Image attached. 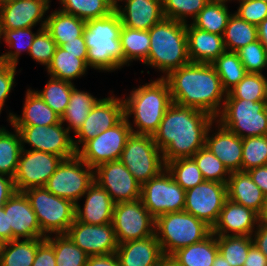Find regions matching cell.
<instances>
[{
    "label": "cell",
    "instance_id": "1",
    "mask_svg": "<svg viewBox=\"0 0 267 266\" xmlns=\"http://www.w3.org/2000/svg\"><path fill=\"white\" fill-rule=\"evenodd\" d=\"M215 121L216 118L204 111L172 103L152 136L165 164L192 157L203 148L207 131Z\"/></svg>",
    "mask_w": 267,
    "mask_h": 266
},
{
    "label": "cell",
    "instance_id": "2",
    "mask_svg": "<svg viewBox=\"0 0 267 266\" xmlns=\"http://www.w3.org/2000/svg\"><path fill=\"white\" fill-rule=\"evenodd\" d=\"M164 79L173 103L204 111L214 118L222 111L227 92L212 64L190 62Z\"/></svg>",
    "mask_w": 267,
    "mask_h": 266
},
{
    "label": "cell",
    "instance_id": "3",
    "mask_svg": "<svg viewBox=\"0 0 267 266\" xmlns=\"http://www.w3.org/2000/svg\"><path fill=\"white\" fill-rule=\"evenodd\" d=\"M122 98L124 117L127 119L132 133L138 135L153 136L168 107L173 103L167 81L159 77L133 88L127 97ZM130 117L134 118L133 123H131Z\"/></svg>",
    "mask_w": 267,
    "mask_h": 266
},
{
    "label": "cell",
    "instance_id": "4",
    "mask_svg": "<svg viewBox=\"0 0 267 266\" xmlns=\"http://www.w3.org/2000/svg\"><path fill=\"white\" fill-rule=\"evenodd\" d=\"M121 28L122 21L116 10L105 17L85 22L83 36L89 68L98 72H113L124 67Z\"/></svg>",
    "mask_w": 267,
    "mask_h": 266
},
{
    "label": "cell",
    "instance_id": "5",
    "mask_svg": "<svg viewBox=\"0 0 267 266\" xmlns=\"http://www.w3.org/2000/svg\"><path fill=\"white\" fill-rule=\"evenodd\" d=\"M149 37V54L144 65L162 72L160 78L190 63L185 23L164 18L149 30Z\"/></svg>",
    "mask_w": 267,
    "mask_h": 266
},
{
    "label": "cell",
    "instance_id": "6",
    "mask_svg": "<svg viewBox=\"0 0 267 266\" xmlns=\"http://www.w3.org/2000/svg\"><path fill=\"white\" fill-rule=\"evenodd\" d=\"M211 233L210 226L185 211L166 213L155 219V235L166 258L182 247L204 240Z\"/></svg>",
    "mask_w": 267,
    "mask_h": 266
},
{
    "label": "cell",
    "instance_id": "7",
    "mask_svg": "<svg viewBox=\"0 0 267 266\" xmlns=\"http://www.w3.org/2000/svg\"><path fill=\"white\" fill-rule=\"evenodd\" d=\"M23 193L28 198L45 237L68 232L75 220V204L54 195L45 187L30 188Z\"/></svg>",
    "mask_w": 267,
    "mask_h": 266
},
{
    "label": "cell",
    "instance_id": "8",
    "mask_svg": "<svg viewBox=\"0 0 267 266\" xmlns=\"http://www.w3.org/2000/svg\"><path fill=\"white\" fill-rule=\"evenodd\" d=\"M216 121L242 139L267 135V100L225 99Z\"/></svg>",
    "mask_w": 267,
    "mask_h": 266
},
{
    "label": "cell",
    "instance_id": "9",
    "mask_svg": "<svg viewBox=\"0 0 267 266\" xmlns=\"http://www.w3.org/2000/svg\"><path fill=\"white\" fill-rule=\"evenodd\" d=\"M119 160L141 185L166 169L162 151L150 135L132 133Z\"/></svg>",
    "mask_w": 267,
    "mask_h": 266
},
{
    "label": "cell",
    "instance_id": "10",
    "mask_svg": "<svg viewBox=\"0 0 267 266\" xmlns=\"http://www.w3.org/2000/svg\"><path fill=\"white\" fill-rule=\"evenodd\" d=\"M93 182L94 169L76 154L61 161L44 187L76 205Z\"/></svg>",
    "mask_w": 267,
    "mask_h": 266
},
{
    "label": "cell",
    "instance_id": "11",
    "mask_svg": "<svg viewBox=\"0 0 267 266\" xmlns=\"http://www.w3.org/2000/svg\"><path fill=\"white\" fill-rule=\"evenodd\" d=\"M141 200L144 207L156 219L158 216L181 212L185 206V190L164 169L141 187Z\"/></svg>",
    "mask_w": 267,
    "mask_h": 266
},
{
    "label": "cell",
    "instance_id": "12",
    "mask_svg": "<svg viewBox=\"0 0 267 266\" xmlns=\"http://www.w3.org/2000/svg\"><path fill=\"white\" fill-rule=\"evenodd\" d=\"M132 130L124 117L117 125L86 141L76 154L91 168L120 159Z\"/></svg>",
    "mask_w": 267,
    "mask_h": 266
},
{
    "label": "cell",
    "instance_id": "13",
    "mask_svg": "<svg viewBox=\"0 0 267 266\" xmlns=\"http://www.w3.org/2000/svg\"><path fill=\"white\" fill-rule=\"evenodd\" d=\"M112 225L118 244L155 235V218L141 199L114 205Z\"/></svg>",
    "mask_w": 267,
    "mask_h": 266
},
{
    "label": "cell",
    "instance_id": "14",
    "mask_svg": "<svg viewBox=\"0 0 267 266\" xmlns=\"http://www.w3.org/2000/svg\"><path fill=\"white\" fill-rule=\"evenodd\" d=\"M21 138L22 149L43 151L68 159L76 155L73 137L65 125L60 122L51 126H13Z\"/></svg>",
    "mask_w": 267,
    "mask_h": 266
},
{
    "label": "cell",
    "instance_id": "15",
    "mask_svg": "<svg viewBox=\"0 0 267 266\" xmlns=\"http://www.w3.org/2000/svg\"><path fill=\"white\" fill-rule=\"evenodd\" d=\"M227 199V184L204 180L185 191L183 211L192 214L213 228Z\"/></svg>",
    "mask_w": 267,
    "mask_h": 266
},
{
    "label": "cell",
    "instance_id": "16",
    "mask_svg": "<svg viewBox=\"0 0 267 266\" xmlns=\"http://www.w3.org/2000/svg\"><path fill=\"white\" fill-rule=\"evenodd\" d=\"M62 160L63 158L58 155L22 149L13 178L16 191L44 187Z\"/></svg>",
    "mask_w": 267,
    "mask_h": 266
},
{
    "label": "cell",
    "instance_id": "17",
    "mask_svg": "<svg viewBox=\"0 0 267 266\" xmlns=\"http://www.w3.org/2000/svg\"><path fill=\"white\" fill-rule=\"evenodd\" d=\"M94 181L110 195L114 203L141 199L142 185L120 161H109L94 169Z\"/></svg>",
    "mask_w": 267,
    "mask_h": 266
},
{
    "label": "cell",
    "instance_id": "18",
    "mask_svg": "<svg viewBox=\"0 0 267 266\" xmlns=\"http://www.w3.org/2000/svg\"><path fill=\"white\" fill-rule=\"evenodd\" d=\"M123 98L111 92L110 96L103 97L90 111L83 125L73 138L74 148L77 151L86 141L95 138L103 131L117 125L124 118Z\"/></svg>",
    "mask_w": 267,
    "mask_h": 266
},
{
    "label": "cell",
    "instance_id": "19",
    "mask_svg": "<svg viewBox=\"0 0 267 266\" xmlns=\"http://www.w3.org/2000/svg\"><path fill=\"white\" fill-rule=\"evenodd\" d=\"M66 234L89 256L109 255L118 248L112 223L92 225L75 219Z\"/></svg>",
    "mask_w": 267,
    "mask_h": 266
},
{
    "label": "cell",
    "instance_id": "20",
    "mask_svg": "<svg viewBox=\"0 0 267 266\" xmlns=\"http://www.w3.org/2000/svg\"><path fill=\"white\" fill-rule=\"evenodd\" d=\"M8 220V242L19 239L46 238L37 216L23 192H15L3 205Z\"/></svg>",
    "mask_w": 267,
    "mask_h": 266
},
{
    "label": "cell",
    "instance_id": "21",
    "mask_svg": "<svg viewBox=\"0 0 267 266\" xmlns=\"http://www.w3.org/2000/svg\"><path fill=\"white\" fill-rule=\"evenodd\" d=\"M51 0H14L0 5V29L45 28Z\"/></svg>",
    "mask_w": 267,
    "mask_h": 266
},
{
    "label": "cell",
    "instance_id": "22",
    "mask_svg": "<svg viewBox=\"0 0 267 266\" xmlns=\"http://www.w3.org/2000/svg\"><path fill=\"white\" fill-rule=\"evenodd\" d=\"M259 221V215L252 209L227 199L212 233L216 236H252Z\"/></svg>",
    "mask_w": 267,
    "mask_h": 266
},
{
    "label": "cell",
    "instance_id": "23",
    "mask_svg": "<svg viewBox=\"0 0 267 266\" xmlns=\"http://www.w3.org/2000/svg\"><path fill=\"white\" fill-rule=\"evenodd\" d=\"M214 125L216 126L214 127ZM205 147L221 160L230 173L241 171L242 138L224 128L218 121L209 127Z\"/></svg>",
    "mask_w": 267,
    "mask_h": 266
},
{
    "label": "cell",
    "instance_id": "24",
    "mask_svg": "<svg viewBox=\"0 0 267 266\" xmlns=\"http://www.w3.org/2000/svg\"><path fill=\"white\" fill-rule=\"evenodd\" d=\"M82 197L84 205H75L76 220L92 225L112 223L115 203L104 188L94 181Z\"/></svg>",
    "mask_w": 267,
    "mask_h": 266
},
{
    "label": "cell",
    "instance_id": "25",
    "mask_svg": "<svg viewBox=\"0 0 267 266\" xmlns=\"http://www.w3.org/2000/svg\"><path fill=\"white\" fill-rule=\"evenodd\" d=\"M115 10L125 27L150 30L165 17L162 0H123Z\"/></svg>",
    "mask_w": 267,
    "mask_h": 266
},
{
    "label": "cell",
    "instance_id": "26",
    "mask_svg": "<svg viewBox=\"0 0 267 266\" xmlns=\"http://www.w3.org/2000/svg\"><path fill=\"white\" fill-rule=\"evenodd\" d=\"M116 255L121 266H162L166 258L156 235L118 244Z\"/></svg>",
    "mask_w": 267,
    "mask_h": 266
},
{
    "label": "cell",
    "instance_id": "27",
    "mask_svg": "<svg viewBox=\"0 0 267 266\" xmlns=\"http://www.w3.org/2000/svg\"><path fill=\"white\" fill-rule=\"evenodd\" d=\"M188 57L192 63L212 64L226 49L223 36L186 24Z\"/></svg>",
    "mask_w": 267,
    "mask_h": 266
},
{
    "label": "cell",
    "instance_id": "28",
    "mask_svg": "<svg viewBox=\"0 0 267 266\" xmlns=\"http://www.w3.org/2000/svg\"><path fill=\"white\" fill-rule=\"evenodd\" d=\"M21 114L9 111L7 122L11 126H51L61 122V117L33 90L27 89Z\"/></svg>",
    "mask_w": 267,
    "mask_h": 266
},
{
    "label": "cell",
    "instance_id": "29",
    "mask_svg": "<svg viewBox=\"0 0 267 266\" xmlns=\"http://www.w3.org/2000/svg\"><path fill=\"white\" fill-rule=\"evenodd\" d=\"M227 195L230 201L252 209L259 216L264 210L267 199L247 171L230 173L227 182Z\"/></svg>",
    "mask_w": 267,
    "mask_h": 266
},
{
    "label": "cell",
    "instance_id": "30",
    "mask_svg": "<svg viewBox=\"0 0 267 266\" xmlns=\"http://www.w3.org/2000/svg\"><path fill=\"white\" fill-rule=\"evenodd\" d=\"M88 68L87 54H72L57 46L46 71L50 77L74 83L73 80L88 73Z\"/></svg>",
    "mask_w": 267,
    "mask_h": 266
},
{
    "label": "cell",
    "instance_id": "31",
    "mask_svg": "<svg viewBox=\"0 0 267 266\" xmlns=\"http://www.w3.org/2000/svg\"><path fill=\"white\" fill-rule=\"evenodd\" d=\"M218 252L217 236L211 233L200 242L178 249L169 258L178 266H212Z\"/></svg>",
    "mask_w": 267,
    "mask_h": 266
},
{
    "label": "cell",
    "instance_id": "32",
    "mask_svg": "<svg viewBox=\"0 0 267 266\" xmlns=\"http://www.w3.org/2000/svg\"><path fill=\"white\" fill-rule=\"evenodd\" d=\"M46 17L45 29L50 33L57 46L61 47L66 42L77 40V37L83 35L85 20L59 9L52 10Z\"/></svg>",
    "mask_w": 267,
    "mask_h": 266
},
{
    "label": "cell",
    "instance_id": "33",
    "mask_svg": "<svg viewBox=\"0 0 267 266\" xmlns=\"http://www.w3.org/2000/svg\"><path fill=\"white\" fill-rule=\"evenodd\" d=\"M100 99L94 97L90 92L77 89L76 86L72 88L68 106L61 117V122L64 125L66 122V128L70 133L75 134L79 130Z\"/></svg>",
    "mask_w": 267,
    "mask_h": 266
},
{
    "label": "cell",
    "instance_id": "34",
    "mask_svg": "<svg viewBox=\"0 0 267 266\" xmlns=\"http://www.w3.org/2000/svg\"><path fill=\"white\" fill-rule=\"evenodd\" d=\"M45 238L11 240L0 248V266H32Z\"/></svg>",
    "mask_w": 267,
    "mask_h": 266
},
{
    "label": "cell",
    "instance_id": "35",
    "mask_svg": "<svg viewBox=\"0 0 267 266\" xmlns=\"http://www.w3.org/2000/svg\"><path fill=\"white\" fill-rule=\"evenodd\" d=\"M120 41L124 54V66H130L133 61L144 63L149 54V30H138L122 25Z\"/></svg>",
    "mask_w": 267,
    "mask_h": 266
},
{
    "label": "cell",
    "instance_id": "36",
    "mask_svg": "<svg viewBox=\"0 0 267 266\" xmlns=\"http://www.w3.org/2000/svg\"><path fill=\"white\" fill-rule=\"evenodd\" d=\"M32 28L34 27L15 30L0 29V43L2 39L8 48V52L2 53L1 58L9 65L17 67L21 52L29 53L36 34L43 29L39 27L37 32L34 33Z\"/></svg>",
    "mask_w": 267,
    "mask_h": 266
},
{
    "label": "cell",
    "instance_id": "37",
    "mask_svg": "<svg viewBox=\"0 0 267 266\" xmlns=\"http://www.w3.org/2000/svg\"><path fill=\"white\" fill-rule=\"evenodd\" d=\"M231 15L227 2L209 0L191 23L199 29L223 36Z\"/></svg>",
    "mask_w": 267,
    "mask_h": 266
},
{
    "label": "cell",
    "instance_id": "38",
    "mask_svg": "<svg viewBox=\"0 0 267 266\" xmlns=\"http://www.w3.org/2000/svg\"><path fill=\"white\" fill-rule=\"evenodd\" d=\"M12 128L14 132L8 131L4 126L0 127V175L14 178L22 144L18 130L13 126Z\"/></svg>",
    "mask_w": 267,
    "mask_h": 266
},
{
    "label": "cell",
    "instance_id": "39",
    "mask_svg": "<svg viewBox=\"0 0 267 266\" xmlns=\"http://www.w3.org/2000/svg\"><path fill=\"white\" fill-rule=\"evenodd\" d=\"M256 40H258L257 26L246 22L233 12L223 33L225 49L236 52Z\"/></svg>",
    "mask_w": 267,
    "mask_h": 266
},
{
    "label": "cell",
    "instance_id": "40",
    "mask_svg": "<svg viewBox=\"0 0 267 266\" xmlns=\"http://www.w3.org/2000/svg\"><path fill=\"white\" fill-rule=\"evenodd\" d=\"M55 252L56 266H86L89 255L81 250L67 234L45 238Z\"/></svg>",
    "mask_w": 267,
    "mask_h": 266
},
{
    "label": "cell",
    "instance_id": "41",
    "mask_svg": "<svg viewBox=\"0 0 267 266\" xmlns=\"http://www.w3.org/2000/svg\"><path fill=\"white\" fill-rule=\"evenodd\" d=\"M212 65L221 79L223 89L228 93L247 74L236 52L225 50Z\"/></svg>",
    "mask_w": 267,
    "mask_h": 266
},
{
    "label": "cell",
    "instance_id": "42",
    "mask_svg": "<svg viewBox=\"0 0 267 266\" xmlns=\"http://www.w3.org/2000/svg\"><path fill=\"white\" fill-rule=\"evenodd\" d=\"M59 10L82 20L102 18L115 9L107 0H59Z\"/></svg>",
    "mask_w": 267,
    "mask_h": 266
},
{
    "label": "cell",
    "instance_id": "43",
    "mask_svg": "<svg viewBox=\"0 0 267 266\" xmlns=\"http://www.w3.org/2000/svg\"><path fill=\"white\" fill-rule=\"evenodd\" d=\"M74 83L49 77L42 90L34 91L54 110L60 117L64 114L74 87Z\"/></svg>",
    "mask_w": 267,
    "mask_h": 266
},
{
    "label": "cell",
    "instance_id": "44",
    "mask_svg": "<svg viewBox=\"0 0 267 266\" xmlns=\"http://www.w3.org/2000/svg\"><path fill=\"white\" fill-rule=\"evenodd\" d=\"M226 99H246L251 101L267 100V78L264 74L247 73L233 87Z\"/></svg>",
    "mask_w": 267,
    "mask_h": 266
},
{
    "label": "cell",
    "instance_id": "45",
    "mask_svg": "<svg viewBox=\"0 0 267 266\" xmlns=\"http://www.w3.org/2000/svg\"><path fill=\"white\" fill-rule=\"evenodd\" d=\"M217 245L230 266H243L253 240L252 236L246 235L217 236Z\"/></svg>",
    "mask_w": 267,
    "mask_h": 266
},
{
    "label": "cell",
    "instance_id": "46",
    "mask_svg": "<svg viewBox=\"0 0 267 266\" xmlns=\"http://www.w3.org/2000/svg\"><path fill=\"white\" fill-rule=\"evenodd\" d=\"M166 169L185 191L204 181L202 173L192 157L169 161L166 163Z\"/></svg>",
    "mask_w": 267,
    "mask_h": 266
},
{
    "label": "cell",
    "instance_id": "47",
    "mask_svg": "<svg viewBox=\"0 0 267 266\" xmlns=\"http://www.w3.org/2000/svg\"><path fill=\"white\" fill-rule=\"evenodd\" d=\"M192 158L197 163L204 180L227 184L230 172L207 147L199 149Z\"/></svg>",
    "mask_w": 267,
    "mask_h": 266
},
{
    "label": "cell",
    "instance_id": "48",
    "mask_svg": "<svg viewBox=\"0 0 267 266\" xmlns=\"http://www.w3.org/2000/svg\"><path fill=\"white\" fill-rule=\"evenodd\" d=\"M266 165L267 135L243 138L241 171H248L252 168Z\"/></svg>",
    "mask_w": 267,
    "mask_h": 266
},
{
    "label": "cell",
    "instance_id": "49",
    "mask_svg": "<svg viewBox=\"0 0 267 266\" xmlns=\"http://www.w3.org/2000/svg\"><path fill=\"white\" fill-rule=\"evenodd\" d=\"M209 0H162L163 14L167 19L188 24L193 21Z\"/></svg>",
    "mask_w": 267,
    "mask_h": 266
},
{
    "label": "cell",
    "instance_id": "50",
    "mask_svg": "<svg viewBox=\"0 0 267 266\" xmlns=\"http://www.w3.org/2000/svg\"><path fill=\"white\" fill-rule=\"evenodd\" d=\"M236 53L247 73L263 74L267 68V49L258 40L240 48Z\"/></svg>",
    "mask_w": 267,
    "mask_h": 266
},
{
    "label": "cell",
    "instance_id": "51",
    "mask_svg": "<svg viewBox=\"0 0 267 266\" xmlns=\"http://www.w3.org/2000/svg\"><path fill=\"white\" fill-rule=\"evenodd\" d=\"M56 48V42L51 37L50 33L43 28L36 34L28 55L36 61V63L38 62V64L47 68L55 54Z\"/></svg>",
    "mask_w": 267,
    "mask_h": 266
},
{
    "label": "cell",
    "instance_id": "52",
    "mask_svg": "<svg viewBox=\"0 0 267 266\" xmlns=\"http://www.w3.org/2000/svg\"><path fill=\"white\" fill-rule=\"evenodd\" d=\"M237 14L246 22L258 26L267 17V2L263 0H237Z\"/></svg>",
    "mask_w": 267,
    "mask_h": 266
},
{
    "label": "cell",
    "instance_id": "53",
    "mask_svg": "<svg viewBox=\"0 0 267 266\" xmlns=\"http://www.w3.org/2000/svg\"><path fill=\"white\" fill-rule=\"evenodd\" d=\"M16 66L9 65L6 61L0 58V115L9 94L15 87Z\"/></svg>",
    "mask_w": 267,
    "mask_h": 266
},
{
    "label": "cell",
    "instance_id": "54",
    "mask_svg": "<svg viewBox=\"0 0 267 266\" xmlns=\"http://www.w3.org/2000/svg\"><path fill=\"white\" fill-rule=\"evenodd\" d=\"M32 266H56L53 246L46 239L37 247Z\"/></svg>",
    "mask_w": 267,
    "mask_h": 266
},
{
    "label": "cell",
    "instance_id": "55",
    "mask_svg": "<svg viewBox=\"0 0 267 266\" xmlns=\"http://www.w3.org/2000/svg\"><path fill=\"white\" fill-rule=\"evenodd\" d=\"M15 192L14 179L6 175H0V207L3 206Z\"/></svg>",
    "mask_w": 267,
    "mask_h": 266
},
{
    "label": "cell",
    "instance_id": "56",
    "mask_svg": "<svg viewBox=\"0 0 267 266\" xmlns=\"http://www.w3.org/2000/svg\"><path fill=\"white\" fill-rule=\"evenodd\" d=\"M253 244L267 257V225L258 223L252 234Z\"/></svg>",
    "mask_w": 267,
    "mask_h": 266
},
{
    "label": "cell",
    "instance_id": "57",
    "mask_svg": "<svg viewBox=\"0 0 267 266\" xmlns=\"http://www.w3.org/2000/svg\"><path fill=\"white\" fill-rule=\"evenodd\" d=\"M253 182L262 190L267 197V165L252 168L247 171Z\"/></svg>",
    "mask_w": 267,
    "mask_h": 266
},
{
    "label": "cell",
    "instance_id": "58",
    "mask_svg": "<svg viewBox=\"0 0 267 266\" xmlns=\"http://www.w3.org/2000/svg\"><path fill=\"white\" fill-rule=\"evenodd\" d=\"M86 266H121L116 253L89 256Z\"/></svg>",
    "mask_w": 267,
    "mask_h": 266
},
{
    "label": "cell",
    "instance_id": "59",
    "mask_svg": "<svg viewBox=\"0 0 267 266\" xmlns=\"http://www.w3.org/2000/svg\"><path fill=\"white\" fill-rule=\"evenodd\" d=\"M243 266H267V257L253 244Z\"/></svg>",
    "mask_w": 267,
    "mask_h": 266
},
{
    "label": "cell",
    "instance_id": "60",
    "mask_svg": "<svg viewBox=\"0 0 267 266\" xmlns=\"http://www.w3.org/2000/svg\"><path fill=\"white\" fill-rule=\"evenodd\" d=\"M61 48L72 54H87V47L83 35L77 37V40L66 42Z\"/></svg>",
    "mask_w": 267,
    "mask_h": 266
},
{
    "label": "cell",
    "instance_id": "61",
    "mask_svg": "<svg viewBox=\"0 0 267 266\" xmlns=\"http://www.w3.org/2000/svg\"><path fill=\"white\" fill-rule=\"evenodd\" d=\"M0 238L8 242V220L3 206L0 207Z\"/></svg>",
    "mask_w": 267,
    "mask_h": 266
},
{
    "label": "cell",
    "instance_id": "62",
    "mask_svg": "<svg viewBox=\"0 0 267 266\" xmlns=\"http://www.w3.org/2000/svg\"><path fill=\"white\" fill-rule=\"evenodd\" d=\"M259 41H267V17L257 26Z\"/></svg>",
    "mask_w": 267,
    "mask_h": 266
},
{
    "label": "cell",
    "instance_id": "63",
    "mask_svg": "<svg viewBox=\"0 0 267 266\" xmlns=\"http://www.w3.org/2000/svg\"><path fill=\"white\" fill-rule=\"evenodd\" d=\"M212 266H230V264L227 263V260L218 252Z\"/></svg>",
    "mask_w": 267,
    "mask_h": 266
},
{
    "label": "cell",
    "instance_id": "64",
    "mask_svg": "<svg viewBox=\"0 0 267 266\" xmlns=\"http://www.w3.org/2000/svg\"><path fill=\"white\" fill-rule=\"evenodd\" d=\"M259 217H260V221L259 222L262 223V224H266L267 225V199H266L264 210H263L262 214Z\"/></svg>",
    "mask_w": 267,
    "mask_h": 266
},
{
    "label": "cell",
    "instance_id": "65",
    "mask_svg": "<svg viewBox=\"0 0 267 266\" xmlns=\"http://www.w3.org/2000/svg\"><path fill=\"white\" fill-rule=\"evenodd\" d=\"M162 266H178V265L175 264L170 258H165Z\"/></svg>",
    "mask_w": 267,
    "mask_h": 266
},
{
    "label": "cell",
    "instance_id": "66",
    "mask_svg": "<svg viewBox=\"0 0 267 266\" xmlns=\"http://www.w3.org/2000/svg\"><path fill=\"white\" fill-rule=\"evenodd\" d=\"M111 5L112 7L115 9L120 2H122L123 0H107Z\"/></svg>",
    "mask_w": 267,
    "mask_h": 266
},
{
    "label": "cell",
    "instance_id": "67",
    "mask_svg": "<svg viewBox=\"0 0 267 266\" xmlns=\"http://www.w3.org/2000/svg\"><path fill=\"white\" fill-rule=\"evenodd\" d=\"M10 1H14V0H0V5H1V4H5V3H7V2H10Z\"/></svg>",
    "mask_w": 267,
    "mask_h": 266
},
{
    "label": "cell",
    "instance_id": "68",
    "mask_svg": "<svg viewBox=\"0 0 267 266\" xmlns=\"http://www.w3.org/2000/svg\"><path fill=\"white\" fill-rule=\"evenodd\" d=\"M210 1H224V2H231L232 0H210ZM235 2V0H233Z\"/></svg>",
    "mask_w": 267,
    "mask_h": 266
},
{
    "label": "cell",
    "instance_id": "69",
    "mask_svg": "<svg viewBox=\"0 0 267 266\" xmlns=\"http://www.w3.org/2000/svg\"><path fill=\"white\" fill-rule=\"evenodd\" d=\"M264 46L265 48L267 49V41H260Z\"/></svg>",
    "mask_w": 267,
    "mask_h": 266
},
{
    "label": "cell",
    "instance_id": "70",
    "mask_svg": "<svg viewBox=\"0 0 267 266\" xmlns=\"http://www.w3.org/2000/svg\"><path fill=\"white\" fill-rule=\"evenodd\" d=\"M5 244V242L0 238V248Z\"/></svg>",
    "mask_w": 267,
    "mask_h": 266
}]
</instances>
